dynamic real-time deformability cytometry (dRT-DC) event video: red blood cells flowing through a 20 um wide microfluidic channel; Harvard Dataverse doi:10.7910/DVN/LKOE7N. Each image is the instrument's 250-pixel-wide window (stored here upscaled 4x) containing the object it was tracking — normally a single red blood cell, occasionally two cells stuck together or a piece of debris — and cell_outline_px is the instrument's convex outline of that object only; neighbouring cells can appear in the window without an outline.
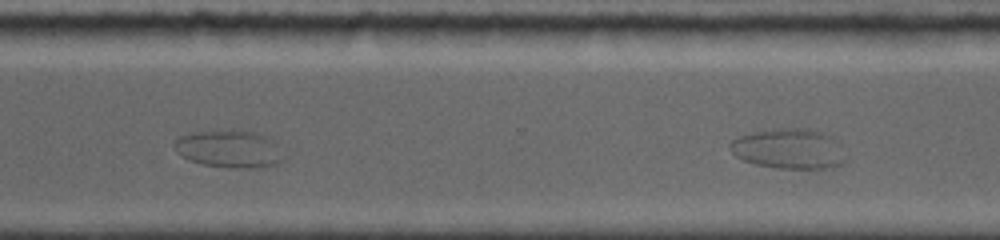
{"species": "common noctule bat (a hibernating species)", "species_latin": "Nyctalus noctula", "temperature_condition": "room temperature", "stored_images_in_passage": 15, "segment_of_instrument_passage": [2, 2], "camera_frame_rate_fps": 5000, "um_per_image_px": 0.085, "animal": {"sex": "female", "body_mass_g": 19.0, "forearm_length_mm": 56.7}, "frame": {"image": 1, "passage_image": 15, "time_ms": 6.6, "image_size_px": [1000, 240], "cell_outline_px": [[844, 164], [828, 168], [776, 168], [756, 164], [744, 160], [736, 156], [728, 148], [728, 144], [736, 136], [756, 132], [780, 128], [808, 128], [824, 132], [832, 136], [844, 160]], "centroid_in_image_um": [66.99, 12.64], "position_along_channel_um": 303.6, "area_um2": 26.76}}